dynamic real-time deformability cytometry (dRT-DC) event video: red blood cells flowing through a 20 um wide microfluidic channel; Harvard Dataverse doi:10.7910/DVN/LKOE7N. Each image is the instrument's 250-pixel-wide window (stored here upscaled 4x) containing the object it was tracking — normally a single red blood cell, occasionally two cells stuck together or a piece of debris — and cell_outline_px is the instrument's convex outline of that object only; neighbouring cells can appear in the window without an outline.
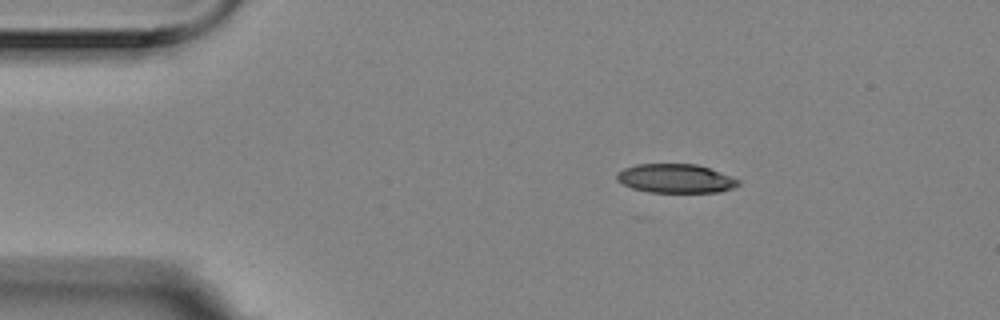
{"species": "Egyptian fruit bat (a non-hibernating species)", "species_latin": "Rousettus aegyptiacus", "temperature_condition": "room temperature", "stored_images_in_passage": 3, "camera_frame_rate_fps": 3000, "um_per_image_px": 0.085, "animal": {"sex": "female"}, "frame": {"image": 1, "passage_image": 1, "time_ms": 0.0, "image_size_px": [1000, 320], "cell_outline_px": [[740, 184], [732, 188], [720, 192], [648, 192], [632, 188], [616, 180], [616, 172], [624, 168], [636, 164], [696, 164], [720, 172], [740, 180]], "centroid_in_image_um": [57.4, 15.17], "position_along_channel_um": 27.6, "area_um2": 20.46}}
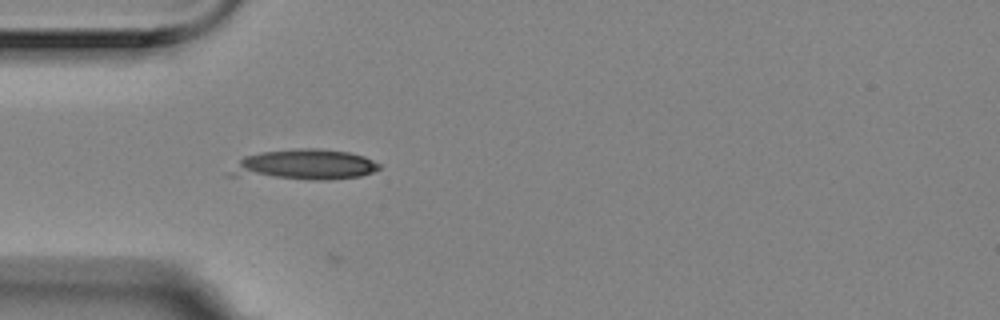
{"frame": {"image": 2, "passage_image": 3, "time_ms": 0.667, "image_size_px": [1000, 320], "cell_outline_px": [[380, 168], [372, 172], [360, 176], [324, 180], [312, 180], [224, 176], [244, 156], [260, 152], [296, 148], [320, 148], [348, 152], [364, 156], [380, 164]], "centroid_in_image_um": [25.81, 14.01], "position_along_channel_um": 59.2, "area_um2": 26.88}}